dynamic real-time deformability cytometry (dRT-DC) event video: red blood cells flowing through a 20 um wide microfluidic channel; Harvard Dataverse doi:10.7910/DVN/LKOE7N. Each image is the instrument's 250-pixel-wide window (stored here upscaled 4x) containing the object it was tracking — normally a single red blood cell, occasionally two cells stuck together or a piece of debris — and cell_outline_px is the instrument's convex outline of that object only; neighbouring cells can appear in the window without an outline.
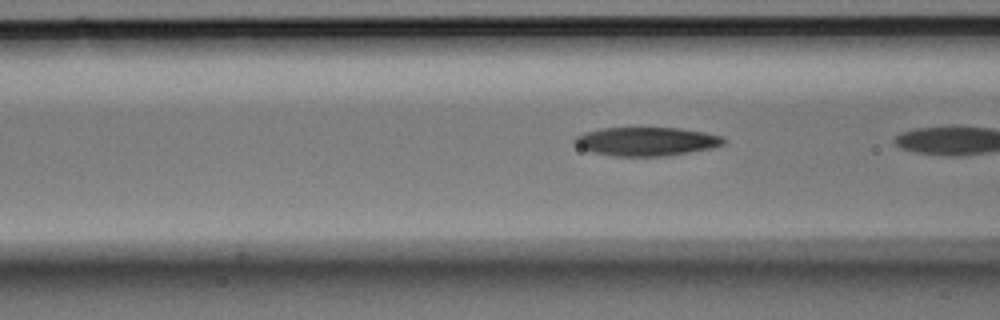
{"species": "Egyptian fruit bat (a non-hibernating species)", "species_latin": "Rousettus aegyptiacus", "temperature_condition": "room temperature", "stored_images_in_passage": 8, "segment_of_instrument_passage": [2, 2], "camera_frame_rate_fps": 3000, "um_per_image_px": 0.085, "animal": {"sex": "male"}, "frame": {"image": 1, "passage_image": 8, "time_ms": 2.333, "image_size_px": [1000, 320], "cell_outline_px": [[728, 140], [724, 144], [712, 148], [664, 156], [612, 156], [592, 152], [576, 144], [572, 140], [576, 136], [584, 132], [604, 128], [680, 128], [704, 132], [720, 136]], "centroid_in_image_um": [54.96, 12.02], "position_along_channel_um": 111.6, "area_um2": 24.74}}